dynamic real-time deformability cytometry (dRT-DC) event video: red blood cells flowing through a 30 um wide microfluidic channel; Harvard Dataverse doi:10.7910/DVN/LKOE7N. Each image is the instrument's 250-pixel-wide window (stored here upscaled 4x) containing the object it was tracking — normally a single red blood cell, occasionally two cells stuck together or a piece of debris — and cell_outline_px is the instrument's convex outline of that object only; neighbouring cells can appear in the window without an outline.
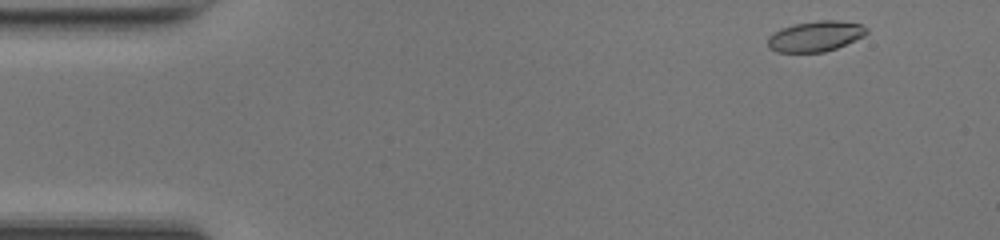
{"species": "common noctule bat (a hibernating species)", "species_latin": "Nyctalus noctula", "temperature_condition": "room temperature", "stored_images_in_passage": 46, "camera_frame_rate_fps": 3000, "um_per_image_px": 0.085, "animal": {"sex": "female", "body_mass_g": 17.0, "forearm_length_mm": 48.0}, "frame": {"image": 1, "passage_image": 1, "time_ms": 0.0, "image_size_px": [1000, 240], "cell_outline_px": [[868, 32], [864, 36], [836, 48], [824, 52], [776, 52], [768, 48], [768, 36], [784, 28], [796, 24], [820, 20], [836, 20], [860, 24], [868, 28]], "centroid_in_image_um": [69.33, 3.09], "position_along_channel_um": 15.7, "area_um2": 17.34}}
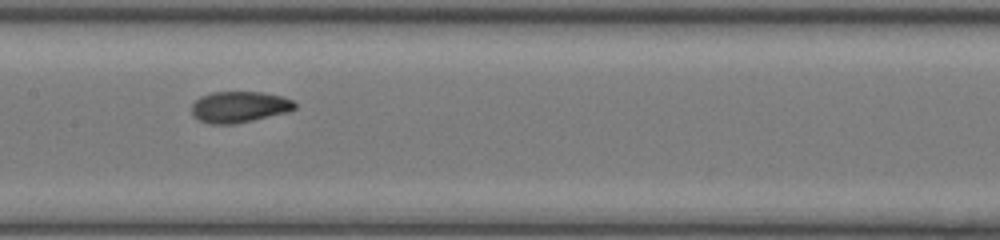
{"frame": {"image": 2, "passage_image": 21, "time_ms": 6.667, "image_size_px": [1000, 240], "cell_outline_px": [[296, 108], [288, 112], [252, 120], [232, 124], [212, 124], [200, 120], [192, 116], [192, 104], [200, 96], [212, 92], [264, 92], [280, 96], [292, 100], [296, 104]], "centroid_in_image_um": [20.33, 9.08], "position_along_channel_um": 187.1, "area_um2": 18.67}}
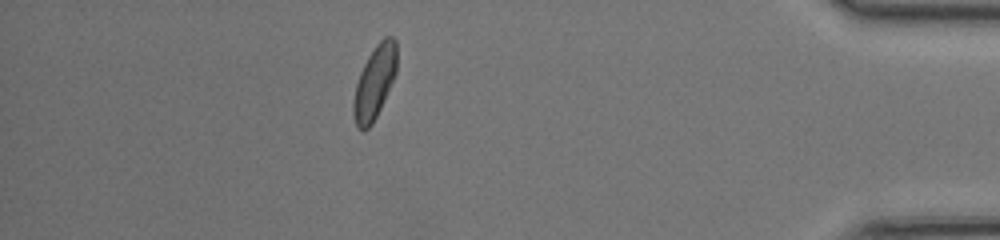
{"frame": {"image": 3, "passage_image": 40, "time_ms": 13.0, "image_size_px": [1000, 240], "cell_outline_px": [[396, 72], [380, 108], [372, 124], [368, 128], [356, 128], [352, 112], [352, 104], [356, 84], [360, 72], [368, 56], [376, 44], [384, 36], [392, 36], [396, 40]], "centroid_in_image_um": [31.82, 6.98], "position_along_channel_um": 403.4, "area_um2": 18.26}, "authors_computed_cell_mechanics": {"area_um2": 18.4093, "velocity_mm_per_s": 4.2168, "shape_relaxation_time_tau1_ms": 4.1771, "shape_relaxation_time_tau2_ms": 1.6414, "deformation_change_tau1": 0.1442, "deformation_change_tau2": 0.0572}}